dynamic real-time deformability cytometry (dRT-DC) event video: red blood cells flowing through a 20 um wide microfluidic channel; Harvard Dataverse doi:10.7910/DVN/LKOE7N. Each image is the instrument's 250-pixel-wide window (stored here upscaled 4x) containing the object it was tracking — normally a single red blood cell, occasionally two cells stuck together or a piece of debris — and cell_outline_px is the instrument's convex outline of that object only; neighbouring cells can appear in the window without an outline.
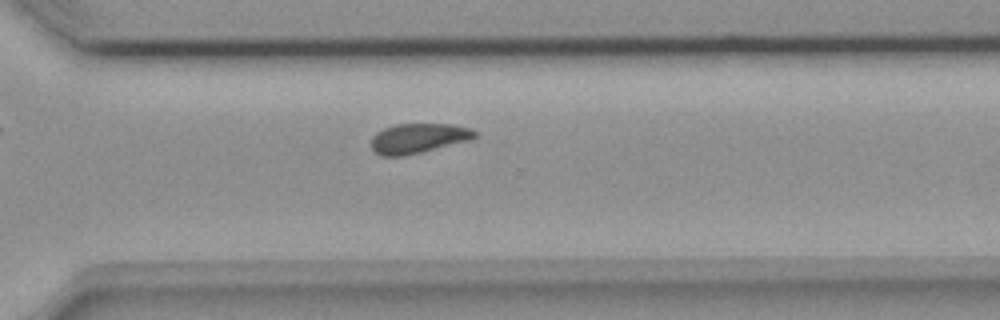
{"species": "common noctule bat (a hibernating species)", "species_latin": "Nyctalus noctula", "temperature_condition": "room temperature", "stored_images_in_passage": 11, "camera_frame_rate_fps": 3000, "um_per_image_px": 0.085, "animal": {"sex": "female", "body_mass_g": 18.4}, "frame": {"image": 1, "passage_image": 11, "time_ms": 3.333, "image_size_px": [1000, 320], "cell_outline_px": [[476, 136], [468, 140], [404, 156], [380, 156], [372, 148], [372, 136], [376, 132], [384, 128], [396, 124], [452, 124], [472, 128], [476, 132]], "centroid_in_image_um": [35.53, 11.74], "position_along_channel_um": 335.1, "area_um2": 17.8}}